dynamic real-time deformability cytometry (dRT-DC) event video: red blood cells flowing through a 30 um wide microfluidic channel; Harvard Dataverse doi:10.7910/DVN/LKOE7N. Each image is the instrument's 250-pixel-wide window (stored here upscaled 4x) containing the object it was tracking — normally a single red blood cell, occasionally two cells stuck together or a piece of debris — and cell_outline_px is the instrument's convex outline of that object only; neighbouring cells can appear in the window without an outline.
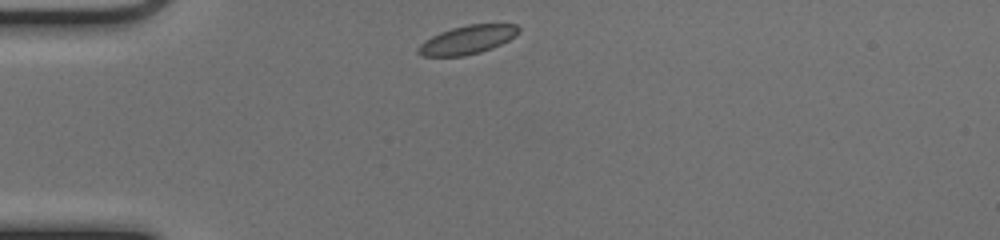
{"species": "common noctule bat (a hibernating species)", "species_latin": "Nyctalus noctula", "temperature_condition": "cold", "stored_images_in_passage": 40, "camera_frame_rate_fps": 3000, "um_per_image_px": 0.085, "animal": {"sex": "female", "body_mass_g": 17.0, "forearm_length_mm": 48.0}, "frame": {"image": 1, "passage_image": 1, "time_ms": 0.0, "image_size_px": [1000, 240], "cell_outline_px": [[520, 32], [516, 36], [492, 48], [480, 52], [464, 56], [424, 56], [416, 52], [416, 48], [424, 40], [440, 32], [452, 28], [468, 24], [516, 24], [520, 28]], "centroid_in_image_um": [39.73, 3.38], "position_along_channel_um": 45.3, "area_um2": 16.76}}
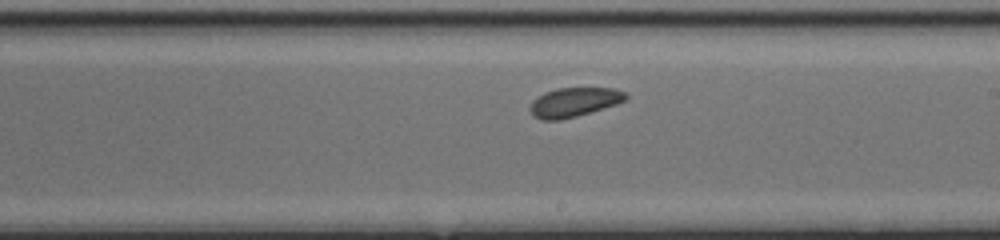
{"frame": {"image": 2, "passage_image": 18, "time_ms": 5.667, "image_size_px": [1000, 240], "cell_outline_px": [[628, 96], [624, 100], [616, 104], [576, 116], [560, 120], [540, 120], [532, 116], [528, 108], [532, 100], [536, 96], [544, 92], [556, 88], [612, 88], [624, 92]], "centroid_in_image_um": [48.7, 8.69], "position_along_channel_um": 240.3, "area_um2": 16.36}}
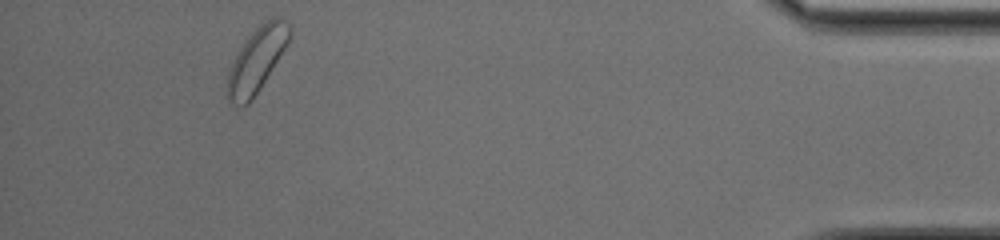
{"frame": {"image": 3, "passage_image": 36, "time_ms": 11.667, "image_size_px": [1000, 240], "cell_outline_px": [[292, 36], [288, 44], [248, 104], [232, 104], [228, 100], [228, 72], [232, 60], [236, 52], [244, 40], [260, 24], [272, 16], [280, 16], [288, 24], [292, 32]], "centroid_in_image_um": [21.83, 5.01], "position_along_channel_um": 413.4, "area_um2": 23.0}, "authors_computed_cell_mechanics": {"area_um2": 17.051, "velocity_mm_per_s": 3.8887, "shape_relaxation_time_tau1_ms": 1.1399, "shape_relaxation_time_tau2_ms": 1.7478, "deformation_change_tau1": 0.054, "deformation_change_tau2": 0.0635}}